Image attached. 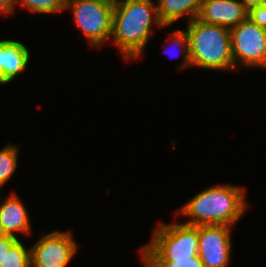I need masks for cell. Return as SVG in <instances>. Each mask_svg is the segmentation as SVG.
I'll use <instances>...</instances> for the list:
<instances>
[{
    "mask_svg": "<svg viewBox=\"0 0 266 267\" xmlns=\"http://www.w3.org/2000/svg\"><path fill=\"white\" fill-rule=\"evenodd\" d=\"M187 23L191 66L211 70H235L230 29L207 24L197 18Z\"/></svg>",
    "mask_w": 266,
    "mask_h": 267,
    "instance_id": "3",
    "label": "cell"
},
{
    "mask_svg": "<svg viewBox=\"0 0 266 267\" xmlns=\"http://www.w3.org/2000/svg\"><path fill=\"white\" fill-rule=\"evenodd\" d=\"M241 3L248 9L262 5L266 0H240Z\"/></svg>",
    "mask_w": 266,
    "mask_h": 267,
    "instance_id": "21",
    "label": "cell"
},
{
    "mask_svg": "<svg viewBox=\"0 0 266 267\" xmlns=\"http://www.w3.org/2000/svg\"><path fill=\"white\" fill-rule=\"evenodd\" d=\"M231 52L235 69L242 63L248 67L266 68V29L247 18L230 30Z\"/></svg>",
    "mask_w": 266,
    "mask_h": 267,
    "instance_id": "6",
    "label": "cell"
},
{
    "mask_svg": "<svg viewBox=\"0 0 266 267\" xmlns=\"http://www.w3.org/2000/svg\"><path fill=\"white\" fill-rule=\"evenodd\" d=\"M67 0H15L25 6L30 12L50 14L66 9Z\"/></svg>",
    "mask_w": 266,
    "mask_h": 267,
    "instance_id": "14",
    "label": "cell"
},
{
    "mask_svg": "<svg viewBox=\"0 0 266 267\" xmlns=\"http://www.w3.org/2000/svg\"><path fill=\"white\" fill-rule=\"evenodd\" d=\"M76 25L90 45L99 47L112 36L114 5L101 0H67Z\"/></svg>",
    "mask_w": 266,
    "mask_h": 267,
    "instance_id": "5",
    "label": "cell"
},
{
    "mask_svg": "<svg viewBox=\"0 0 266 267\" xmlns=\"http://www.w3.org/2000/svg\"><path fill=\"white\" fill-rule=\"evenodd\" d=\"M77 249L69 231H52L30 248V267H66Z\"/></svg>",
    "mask_w": 266,
    "mask_h": 267,
    "instance_id": "7",
    "label": "cell"
},
{
    "mask_svg": "<svg viewBox=\"0 0 266 267\" xmlns=\"http://www.w3.org/2000/svg\"><path fill=\"white\" fill-rule=\"evenodd\" d=\"M245 190L240 186L222 184L209 187L185 203L177 213L191 217L186 224L228 225L233 227L248 207Z\"/></svg>",
    "mask_w": 266,
    "mask_h": 267,
    "instance_id": "1",
    "label": "cell"
},
{
    "mask_svg": "<svg viewBox=\"0 0 266 267\" xmlns=\"http://www.w3.org/2000/svg\"><path fill=\"white\" fill-rule=\"evenodd\" d=\"M228 225L198 226V256L204 267H227L231 254V238Z\"/></svg>",
    "mask_w": 266,
    "mask_h": 267,
    "instance_id": "8",
    "label": "cell"
},
{
    "mask_svg": "<svg viewBox=\"0 0 266 267\" xmlns=\"http://www.w3.org/2000/svg\"><path fill=\"white\" fill-rule=\"evenodd\" d=\"M15 6V0H0V12L2 13H13Z\"/></svg>",
    "mask_w": 266,
    "mask_h": 267,
    "instance_id": "20",
    "label": "cell"
},
{
    "mask_svg": "<svg viewBox=\"0 0 266 267\" xmlns=\"http://www.w3.org/2000/svg\"><path fill=\"white\" fill-rule=\"evenodd\" d=\"M18 148L9 144L0 150V188L8 182L17 167Z\"/></svg>",
    "mask_w": 266,
    "mask_h": 267,
    "instance_id": "13",
    "label": "cell"
},
{
    "mask_svg": "<svg viewBox=\"0 0 266 267\" xmlns=\"http://www.w3.org/2000/svg\"><path fill=\"white\" fill-rule=\"evenodd\" d=\"M248 14L240 0H203L197 19L231 30L246 20Z\"/></svg>",
    "mask_w": 266,
    "mask_h": 267,
    "instance_id": "9",
    "label": "cell"
},
{
    "mask_svg": "<svg viewBox=\"0 0 266 267\" xmlns=\"http://www.w3.org/2000/svg\"><path fill=\"white\" fill-rule=\"evenodd\" d=\"M203 0H158L157 14L163 26L172 25L185 14L188 22L197 18Z\"/></svg>",
    "mask_w": 266,
    "mask_h": 267,
    "instance_id": "12",
    "label": "cell"
},
{
    "mask_svg": "<svg viewBox=\"0 0 266 267\" xmlns=\"http://www.w3.org/2000/svg\"><path fill=\"white\" fill-rule=\"evenodd\" d=\"M29 220L26 208L15 193L0 203V235L16 237V232L29 234Z\"/></svg>",
    "mask_w": 266,
    "mask_h": 267,
    "instance_id": "11",
    "label": "cell"
},
{
    "mask_svg": "<svg viewBox=\"0 0 266 267\" xmlns=\"http://www.w3.org/2000/svg\"><path fill=\"white\" fill-rule=\"evenodd\" d=\"M17 237L0 235V266L4 262L6 253L9 252L11 247L18 241Z\"/></svg>",
    "mask_w": 266,
    "mask_h": 267,
    "instance_id": "19",
    "label": "cell"
},
{
    "mask_svg": "<svg viewBox=\"0 0 266 267\" xmlns=\"http://www.w3.org/2000/svg\"><path fill=\"white\" fill-rule=\"evenodd\" d=\"M27 47L15 40H0V84L14 80L29 62Z\"/></svg>",
    "mask_w": 266,
    "mask_h": 267,
    "instance_id": "10",
    "label": "cell"
},
{
    "mask_svg": "<svg viewBox=\"0 0 266 267\" xmlns=\"http://www.w3.org/2000/svg\"><path fill=\"white\" fill-rule=\"evenodd\" d=\"M198 249V226L159 223L151 242L140 251L142 261H175L196 257Z\"/></svg>",
    "mask_w": 266,
    "mask_h": 267,
    "instance_id": "4",
    "label": "cell"
},
{
    "mask_svg": "<svg viewBox=\"0 0 266 267\" xmlns=\"http://www.w3.org/2000/svg\"><path fill=\"white\" fill-rule=\"evenodd\" d=\"M164 27L151 0H124L114 6L112 41L125 59L137 58L150 37L151 25Z\"/></svg>",
    "mask_w": 266,
    "mask_h": 267,
    "instance_id": "2",
    "label": "cell"
},
{
    "mask_svg": "<svg viewBox=\"0 0 266 267\" xmlns=\"http://www.w3.org/2000/svg\"><path fill=\"white\" fill-rule=\"evenodd\" d=\"M148 267H204L200 257L175 259V261H143Z\"/></svg>",
    "mask_w": 266,
    "mask_h": 267,
    "instance_id": "16",
    "label": "cell"
},
{
    "mask_svg": "<svg viewBox=\"0 0 266 267\" xmlns=\"http://www.w3.org/2000/svg\"><path fill=\"white\" fill-rule=\"evenodd\" d=\"M101 1H105V2L110 3V4L115 6L124 0H101Z\"/></svg>",
    "mask_w": 266,
    "mask_h": 267,
    "instance_id": "22",
    "label": "cell"
},
{
    "mask_svg": "<svg viewBox=\"0 0 266 267\" xmlns=\"http://www.w3.org/2000/svg\"><path fill=\"white\" fill-rule=\"evenodd\" d=\"M171 36L173 37L171 38L172 40L170 38L167 40L171 41L172 45L182 47V50L184 49L183 53L185 52L184 60L181 65V68L191 67L189 42H188L186 31L184 32L181 30H175L174 32H172ZM172 54L174 55L173 52L170 53L169 55H172Z\"/></svg>",
    "mask_w": 266,
    "mask_h": 267,
    "instance_id": "17",
    "label": "cell"
},
{
    "mask_svg": "<svg viewBox=\"0 0 266 267\" xmlns=\"http://www.w3.org/2000/svg\"><path fill=\"white\" fill-rule=\"evenodd\" d=\"M0 267H30V249L26 250L22 242L18 240L6 253Z\"/></svg>",
    "mask_w": 266,
    "mask_h": 267,
    "instance_id": "15",
    "label": "cell"
},
{
    "mask_svg": "<svg viewBox=\"0 0 266 267\" xmlns=\"http://www.w3.org/2000/svg\"><path fill=\"white\" fill-rule=\"evenodd\" d=\"M248 18L258 26L266 29V2L249 10Z\"/></svg>",
    "mask_w": 266,
    "mask_h": 267,
    "instance_id": "18",
    "label": "cell"
}]
</instances>
